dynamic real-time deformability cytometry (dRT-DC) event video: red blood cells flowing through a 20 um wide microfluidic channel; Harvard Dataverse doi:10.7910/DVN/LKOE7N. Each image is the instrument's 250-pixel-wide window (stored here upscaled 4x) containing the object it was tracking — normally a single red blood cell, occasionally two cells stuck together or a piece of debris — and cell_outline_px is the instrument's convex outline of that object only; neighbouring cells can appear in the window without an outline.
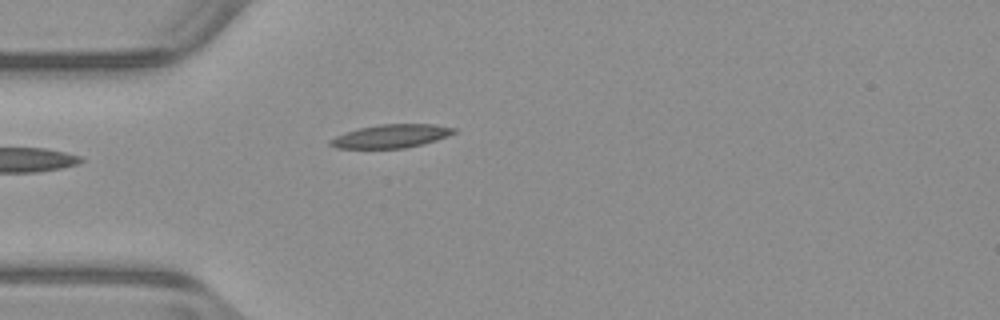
{"species": "common noctule bat (a hibernating species)", "species_latin": "Nyctalus noctula", "temperature_condition": "warm", "stored_images_in_passage": 23, "camera_frame_rate_fps": 3000, "um_per_image_px": 0.085, "animal": {"sex": "male", "body_mass_g": 23.1, "forearm_length_mm": 52.7}, "frame": {"image": 1, "passage_image": 1, "time_ms": 0.0, "image_size_px": [1000, 320], "cell_outline_px": [[456, 132], [448, 136], [424, 144], [404, 148], [336, 148], [328, 144], [328, 140], [336, 136], [360, 128], [380, 124], [436, 124], [456, 128]], "centroid_in_image_um": [33.27, 11.57], "position_along_channel_um": 51.7, "area_um2": 16.82}}
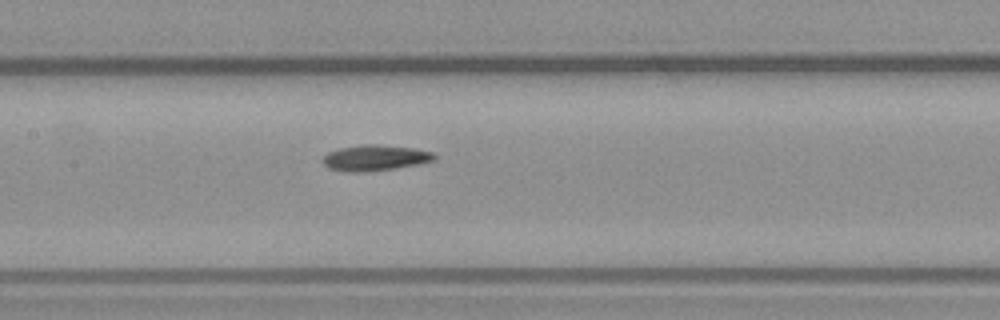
{"frame": {"image": 2, "passage_image": 11, "time_ms": 3.333, "image_size_px": [1000, 320], "cell_outline_px": [[436, 160], [420, 164], [396, 168], [368, 172], [344, 172], [328, 168], [320, 160], [328, 152], [340, 148], [364, 144], [376, 144], [412, 148], [432, 152], [436, 156]], "centroid_in_image_um": [31.86, 13.43], "position_along_channel_um": 175.5, "area_um2": 16.94}}
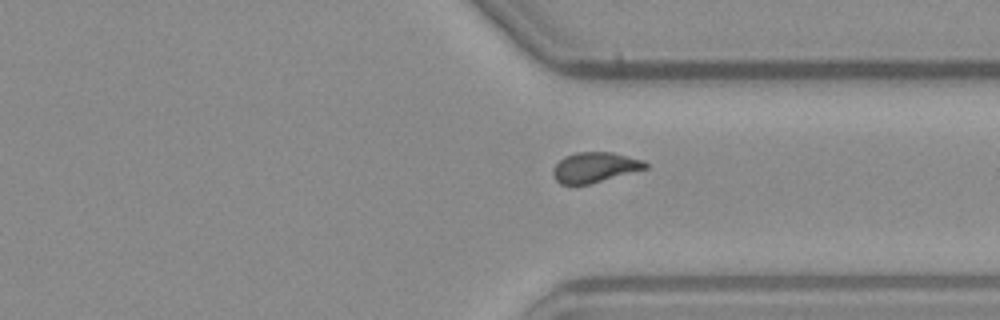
{"frame": {"image": 3, "passage_image": 22, "time_ms": 7.0, "image_size_px": [1000, 320], "cell_outline_px": [[648, 168], [588, 184], [560, 184], [556, 180], [552, 172], [552, 168], [564, 156], [576, 152], [612, 152], [644, 160], [648, 164]], "centroid_in_image_um": [50.55, 14.21], "position_along_channel_um": 360.8, "area_um2": 16.18}}